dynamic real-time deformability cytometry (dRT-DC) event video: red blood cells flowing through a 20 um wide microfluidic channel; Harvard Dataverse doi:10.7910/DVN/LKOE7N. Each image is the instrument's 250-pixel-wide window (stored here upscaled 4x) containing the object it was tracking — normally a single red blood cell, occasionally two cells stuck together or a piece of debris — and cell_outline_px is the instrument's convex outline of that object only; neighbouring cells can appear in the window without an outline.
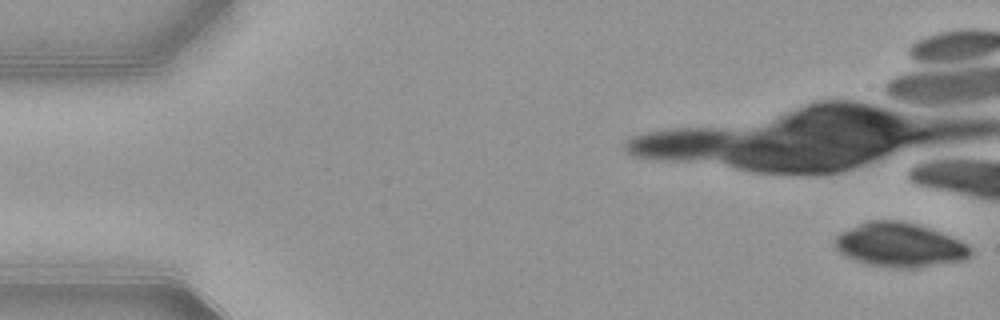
{"species": "common noctule bat (a hibernating species)", "species_latin": "Nyctalus noctula", "temperature_condition": "warm", "stored_images_in_passage": 13, "camera_frame_rate_fps": 3000, "um_per_image_px": 0.085, "animal": {"sex": "female", "body_mass_g": 21.9}, "frame": {"image": 1, "passage_image": 1, "time_ms": 0.0, "image_size_px": [1000, 320], "cell_outline_px": [[972, 252], [964, 260], [920, 268], [896, 268], [868, 264], [856, 260], [840, 252], [832, 244], [832, 240], [840, 232], [868, 220], [896, 220], [916, 224], [940, 232], [960, 240], [968, 244], [972, 248]], "centroid_in_image_um": [76.47, 20.82], "position_along_channel_um": 8.5, "area_um2": 34.97}}